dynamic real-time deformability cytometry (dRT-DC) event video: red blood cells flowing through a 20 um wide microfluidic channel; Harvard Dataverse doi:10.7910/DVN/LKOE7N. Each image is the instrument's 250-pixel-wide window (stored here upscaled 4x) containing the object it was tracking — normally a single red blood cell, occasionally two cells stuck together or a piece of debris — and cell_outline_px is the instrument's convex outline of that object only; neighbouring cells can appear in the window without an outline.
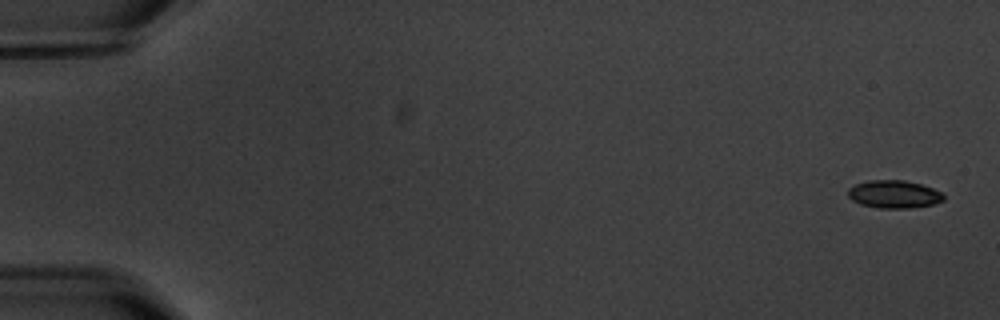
{"species": "common noctule bat (a hibernating species)", "species_latin": "Nyctalus noctula", "temperature_condition": "warm", "stored_images_in_passage": 2, "camera_frame_rate_fps": 3000, "um_per_image_px": 0.085, "animal": {"sex": "male", "body_mass_g": 20.1, "forearm_length_mm": 53.5}, "frame": {"image": 1, "passage_image": 1, "time_ms": 0.0, "image_size_px": [1000, 320], "cell_outline_px": [[944, 200], [932, 204], [912, 208], [876, 208], [860, 204], [852, 200], [848, 196], [848, 188], [856, 184], [868, 180], [904, 180], [920, 184], [944, 192]], "centroid_in_image_um": [75.99, 16.51], "position_along_channel_um": 9.0, "area_um2": 15.61}}